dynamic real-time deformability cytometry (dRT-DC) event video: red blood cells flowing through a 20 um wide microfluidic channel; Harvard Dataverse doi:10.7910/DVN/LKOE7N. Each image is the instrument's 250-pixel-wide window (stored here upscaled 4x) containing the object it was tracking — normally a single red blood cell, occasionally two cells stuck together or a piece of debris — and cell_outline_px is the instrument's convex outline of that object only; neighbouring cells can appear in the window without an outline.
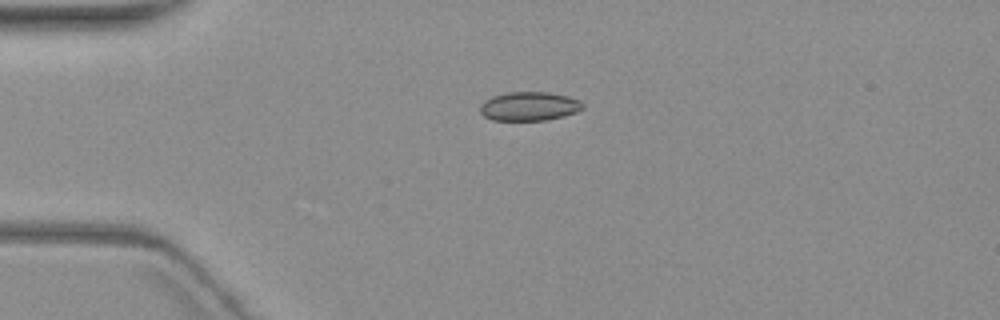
{"species": "common noctule bat (a hibernating species)", "species_latin": "Nyctalus noctula", "temperature_condition": "warm", "stored_images_in_passage": 3, "camera_frame_rate_fps": 3000, "um_per_image_px": 0.085, "animal": {"sex": "female", "body_mass_g": 19.3, "forearm_length_mm": 54.1}, "frame": {"image": 1, "passage_image": 1, "time_ms": 0.0, "image_size_px": [1000, 320], "cell_outline_px": [[584, 108], [576, 112], [564, 116], [544, 120], [492, 120], [484, 116], [480, 112], [480, 104], [484, 100], [492, 96], [508, 92], [548, 92], [568, 96], [580, 100], [584, 104]], "centroid_in_image_um": [44.98, 9.03], "position_along_channel_um": 40.0, "area_um2": 17.4}}
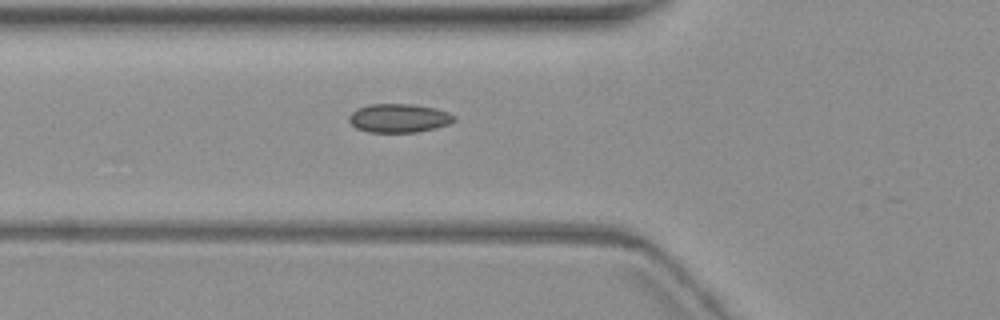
{"frame": {"image": 2, "passage_image": 3, "time_ms": 2.333, "image_size_px": [1000, 320], "cell_outline_px": [[456, 120], [448, 124], [436, 128], [416, 132], [368, 132], [356, 128], [348, 120], [348, 116], [356, 108], [368, 104], [412, 104], [436, 108], [448, 112], [456, 116]], "centroid_in_image_um": [33.9, 10.03], "position_along_channel_um": 91.9, "area_um2": 17.74}}